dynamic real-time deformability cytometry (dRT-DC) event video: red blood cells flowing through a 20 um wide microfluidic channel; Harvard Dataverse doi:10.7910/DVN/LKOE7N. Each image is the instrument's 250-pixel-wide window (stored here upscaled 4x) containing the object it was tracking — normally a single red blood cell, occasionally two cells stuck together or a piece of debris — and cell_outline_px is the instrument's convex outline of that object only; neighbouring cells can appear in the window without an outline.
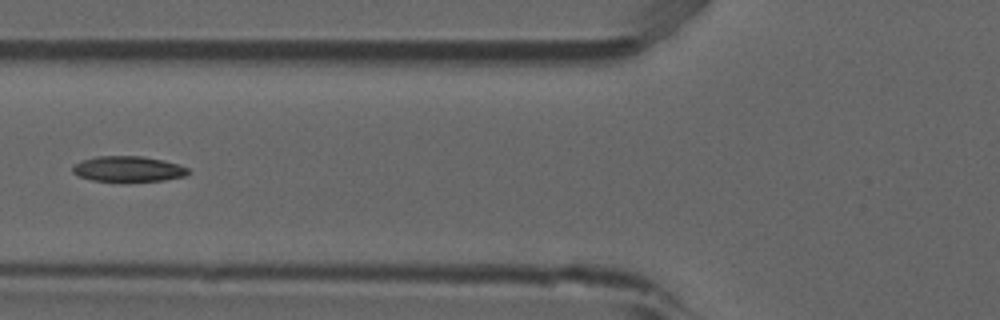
{"species": "common noctule bat (a hibernating species)", "species_latin": "Nyctalus noctula", "temperature_condition": "room temperature", "stored_images_in_passage": 5, "camera_frame_rate_fps": 3000, "um_per_image_px": 0.085, "animal": {"sex": "male", "forearm_length_mm": 52.5}, "frame": {"image": 1, "passage_image": 4, "time_ms": 1.0, "image_size_px": [1000, 320], "cell_outline_px": [[192, 172], [184, 176], [164, 180], [92, 180], [80, 176], [72, 172], [72, 168], [76, 164], [84, 160], [96, 156], [140, 156], [164, 160], [188, 168]], "centroid_in_image_um": [10.93, 14.34], "position_along_channel_um": 114.9, "area_um2": 16.7}}
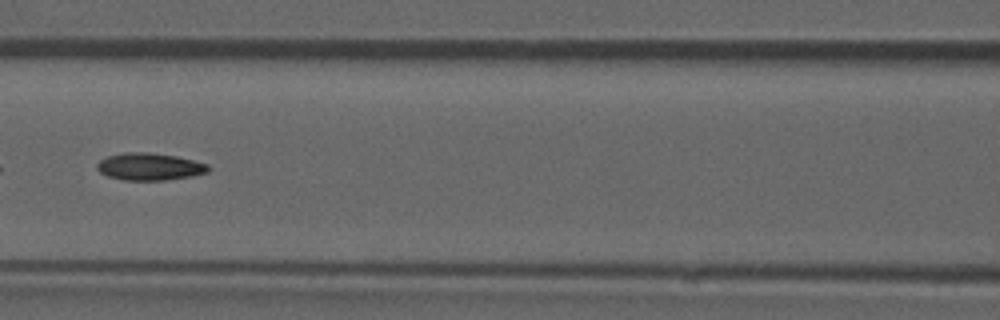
{"frame": {"image": 2, "passage_image": 5, "time_ms": 1.333, "image_size_px": [1000, 320], "cell_outline_px": [[212, 168], [208, 172], [192, 176], [168, 180], [124, 180], [108, 176], [100, 172], [96, 168], [96, 164], [100, 160], [108, 156], [124, 152], [148, 152], [176, 156], [208, 164]], "centroid_in_image_um": [12.73, 14.16], "position_along_channel_um": 153.9, "area_um2": 17.74}}